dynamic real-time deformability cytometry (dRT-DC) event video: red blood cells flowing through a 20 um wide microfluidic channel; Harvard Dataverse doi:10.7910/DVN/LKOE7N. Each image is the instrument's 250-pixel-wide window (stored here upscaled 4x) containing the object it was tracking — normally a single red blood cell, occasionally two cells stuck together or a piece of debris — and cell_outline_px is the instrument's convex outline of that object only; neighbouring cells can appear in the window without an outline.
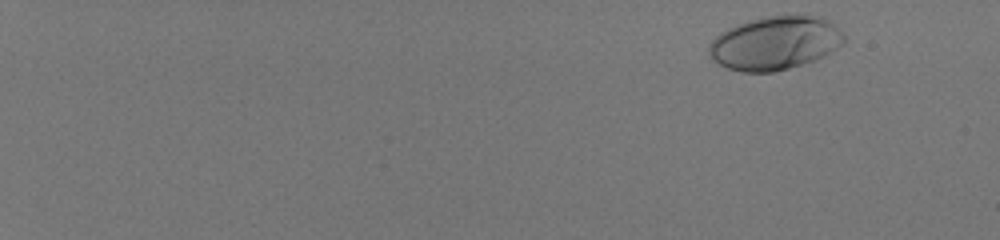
{"species": "human", "species_latin": "Homo sapiens", "temperature_condition": "room temperature", "stored_images_in_passage": 51, "camera_frame_rate_fps": 3000, "um_per_image_px": 0.085, "donor": {"sex": "male"}, "frame": {"image": 1, "passage_image": 2, "time_ms": 0.333, "image_size_px": [1000, 240], "cell_outline_px": [[844, 44], [824, 56], [816, 60], [788, 68], [772, 72], [740, 72], [728, 68], [720, 64], [708, 56], [708, 44], [720, 32], [728, 28], [748, 20], [772, 16], [820, 16], [828, 20], [844, 36]], "centroid_in_image_um": [65.85, 3.67], "position_along_channel_um": 19.2, "area_um2": 41.91}}
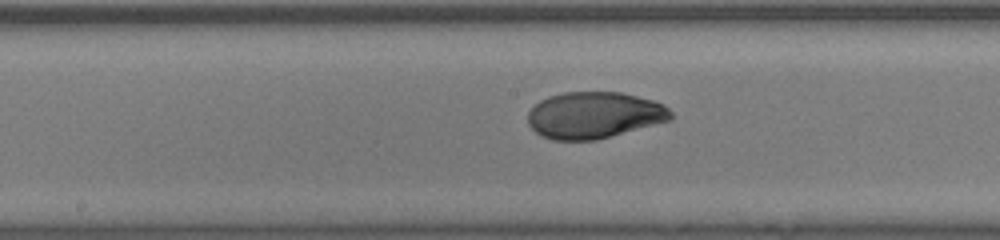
{"frame": {"image": 2, "passage_image": 31, "time_ms": 10.0, "image_size_px": [1000, 240], "cell_outline_px": [[672, 120], [596, 140], [552, 140], [540, 136], [528, 124], [528, 112], [540, 100], [548, 96], [564, 92], [620, 92], [652, 100], [664, 104], [672, 112]], "centroid_in_image_um": [50.5, 9.79], "position_along_channel_um": 197.7, "area_um2": 38.9}}
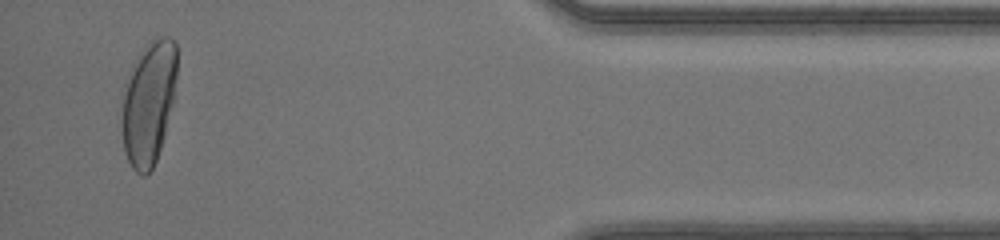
{"frame": {"image": 3, "passage_image": 50, "time_ms": 16.333, "image_size_px": [1000, 240], "cell_outline_px": [[176, 80], [172, 100], [164, 136], [156, 160], [152, 168], [144, 176], [136, 172], [132, 168], [124, 152], [120, 124], [120, 96], [124, 84], [148, 44], [152, 40], [160, 36], [168, 36], [176, 44]], "centroid_in_image_um": [12.58, 8.8], "position_along_channel_um": 422.6, "area_um2": 39.36}, "authors_computed_cell_mechanics": {"area_um2": 39.304, "velocity_mm_per_s": 4.1541, "shape_relaxation_time_tau1_ms": 4.5616, "shape_relaxation_time_tau2_ms": null, "deformation_change_tau1": 0.2299, "deformation_change_tau2": null}}